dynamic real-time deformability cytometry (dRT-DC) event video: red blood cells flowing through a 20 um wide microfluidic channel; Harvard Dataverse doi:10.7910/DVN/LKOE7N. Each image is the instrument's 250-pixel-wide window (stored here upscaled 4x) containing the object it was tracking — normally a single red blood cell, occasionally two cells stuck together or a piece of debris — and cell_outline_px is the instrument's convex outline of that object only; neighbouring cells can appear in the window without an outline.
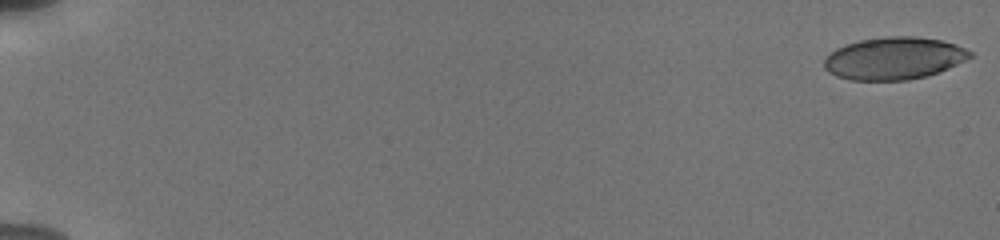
{"species": "human", "species_latin": "Homo sapiens", "temperature_condition": "cold", "stored_images_in_passage": 17, "camera_frame_rate_fps": 3000, "um_per_image_px": 0.085, "donor": {"sex": "male"}, "frame": {"image": 1, "passage_image": 1, "time_ms": 0.0, "image_size_px": [1000, 240], "cell_outline_px": [[972, 56], [940, 72], [928, 76], [908, 80], [852, 80], [836, 76], [828, 72], [824, 68], [824, 60], [836, 48], [860, 40], [884, 36], [912, 36], [944, 40], [956, 44], [972, 52]], "centroid_in_image_um": [76.0, 4.96], "position_along_channel_um": 9.0, "area_um2": 36.01}}
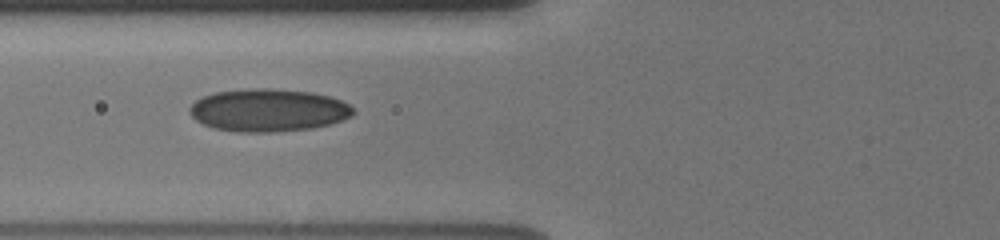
{"frame": {"image": 2, "passage_image": 14, "time_ms": 7.667, "image_size_px": [1000, 240], "cell_outline_px": [[356, 112], [352, 116], [332, 124], [312, 128], [276, 132], [236, 132], [212, 128], [196, 120], [188, 112], [188, 108], [196, 100], [204, 96], [216, 92], [256, 88], [268, 88], [312, 92], [328, 96], [340, 100], [356, 108]], "centroid_in_image_um": [22.83, 9.38], "position_along_channel_um": 103.0, "area_um2": 40.92}}
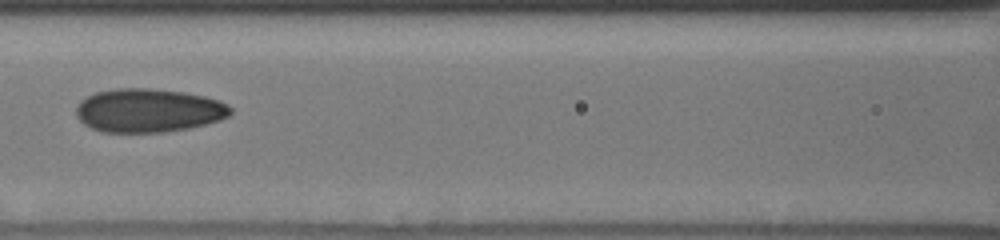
{"frame": {"image": 3, "passage_image": 16, "time_ms": 9.0, "image_size_px": [1000, 240], "cell_outline_px": [[232, 112], [228, 116], [220, 120], [188, 128], [164, 132], [104, 132], [92, 128], [84, 124], [76, 116], [76, 104], [80, 100], [96, 92], [116, 88], [148, 88], [184, 92], [204, 96], [220, 100], [228, 104], [232, 108]], "centroid_in_image_um": [12.62, 9.38], "position_along_channel_um": 154.0, "area_um2": 39.36}}